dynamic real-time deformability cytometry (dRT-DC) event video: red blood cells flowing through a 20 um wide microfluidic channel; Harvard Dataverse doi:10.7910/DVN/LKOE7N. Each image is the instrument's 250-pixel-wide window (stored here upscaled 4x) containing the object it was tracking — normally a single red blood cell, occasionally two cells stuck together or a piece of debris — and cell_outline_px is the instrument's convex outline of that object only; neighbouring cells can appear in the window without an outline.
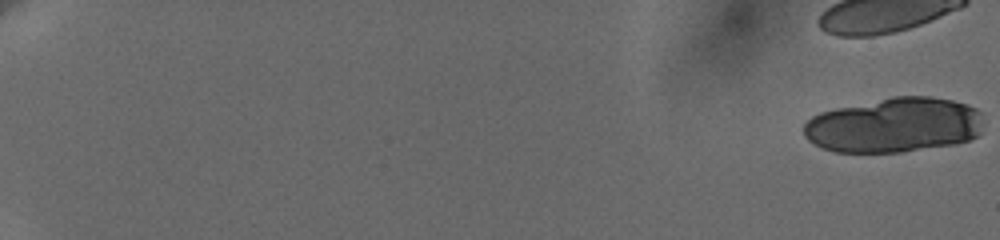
{"species": "human", "species_latin": "Homo sapiens", "temperature_condition": "cold", "stored_images_in_passage": 29, "camera_frame_rate_fps": 3000, "um_per_image_px": 0.085, "donor": {"sex": "female"}, "frame": {"image": 1, "passage_image": 1, "time_ms": 0.0, "image_size_px": [1000, 240], "cell_outline_px": [[980, 132], [976, 136], [968, 140], [952, 144], [900, 152], [836, 152], [824, 148], [808, 140], [804, 136], [804, 124], [812, 116], [820, 112], [836, 108], [892, 96], [928, 96], [952, 100], [968, 104], [976, 108], [980, 112]], "centroid_in_image_um": [75.98, 10.62], "position_along_channel_um": 9.0, "area_um2": 57.22}}